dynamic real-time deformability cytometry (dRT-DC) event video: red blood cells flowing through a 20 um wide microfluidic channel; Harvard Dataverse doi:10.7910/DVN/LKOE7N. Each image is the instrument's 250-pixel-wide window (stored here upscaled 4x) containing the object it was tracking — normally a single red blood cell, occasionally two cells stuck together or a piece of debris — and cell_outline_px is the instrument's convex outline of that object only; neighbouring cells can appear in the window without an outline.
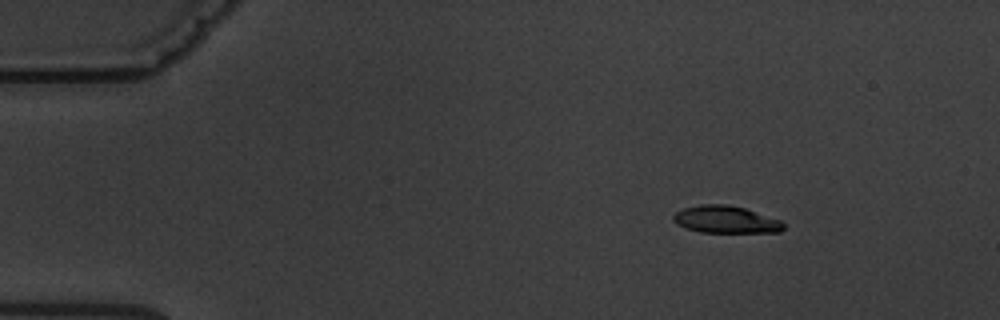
{"species": "common noctule bat (a hibernating species)", "species_latin": "Nyctalus noctula", "temperature_condition": "warm", "stored_images_in_passage": 6, "camera_frame_rate_fps": 3000, "um_per_image_px": 0.085, "animal": {"sex": "male", "body_mass_g": 19.5, "forearm_length_mm": 54.6}, "frame": {"image": 1, "passage_image": 2, "time_ms": 1.0, "image_size_px": [1000, 320], "cell_outline_px": [[784, 228], [780, 232], [700, 232], [676, 224], [672, 220], [672, 216], [676, 212], [684, 208], [700, 204], [728, 204], [744, 208], [780, 220], [784, 224]], "centroid_in_image_um": [61.67, 18.65], "position_along_channel_um": 23.3, "area_um2": 17.4}}
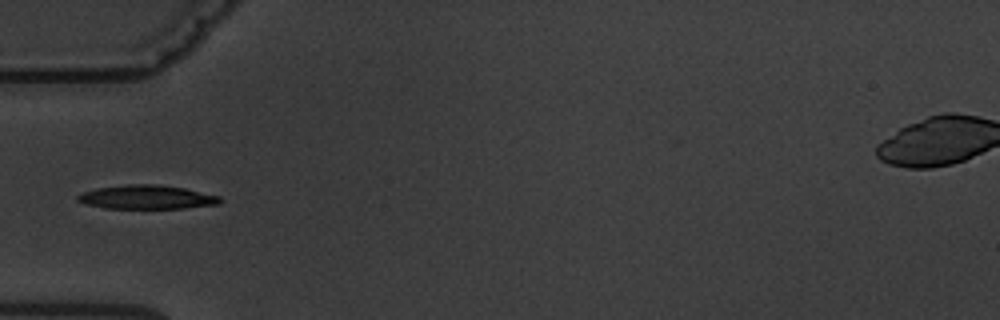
{"frame": {"image": 2, "passage_image": 5, "time_ms": 4.667, "image_size_px": [1000, 320], "cell_outline_px": [[220, 204], [184, 208], [104, 208], [88, 204], [76, 200], [76, 196], [84, 192], [96, 188], [128, 184], [156, 184], [184, 188], [220, 196]], "centroid_in_image_um": [12.48, 16.75], "position_along_channel_um": 72.5, "area_um2": 19.65}}
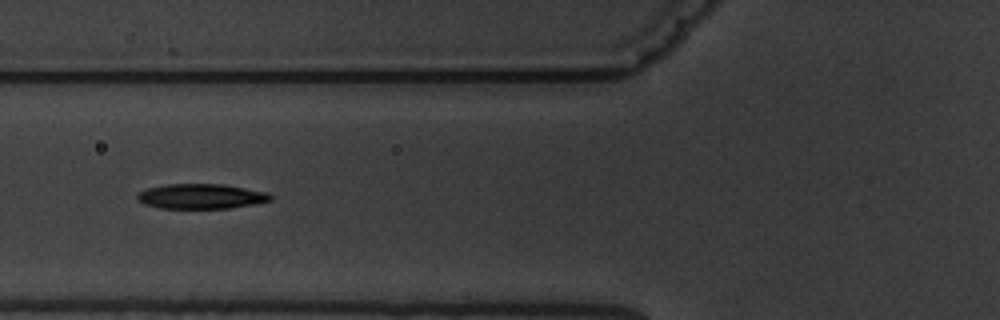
{"frame": {"image": 3, "passage_image": 6, "time_ms": 5.667, "image_size_px": [1000, 320], "cell_outline_px": [[272, 200], [252, 204], [228, 208], [160, 208], [144, 204], [136, 196], [140, 192], [148, 188], [164, 184], [224, 184], [268, 192], [272, 196]], "centroid_in_image_um": [17.11, 16.68], "position_along_channel_um": 108.7, "area_um2": 19.25}}